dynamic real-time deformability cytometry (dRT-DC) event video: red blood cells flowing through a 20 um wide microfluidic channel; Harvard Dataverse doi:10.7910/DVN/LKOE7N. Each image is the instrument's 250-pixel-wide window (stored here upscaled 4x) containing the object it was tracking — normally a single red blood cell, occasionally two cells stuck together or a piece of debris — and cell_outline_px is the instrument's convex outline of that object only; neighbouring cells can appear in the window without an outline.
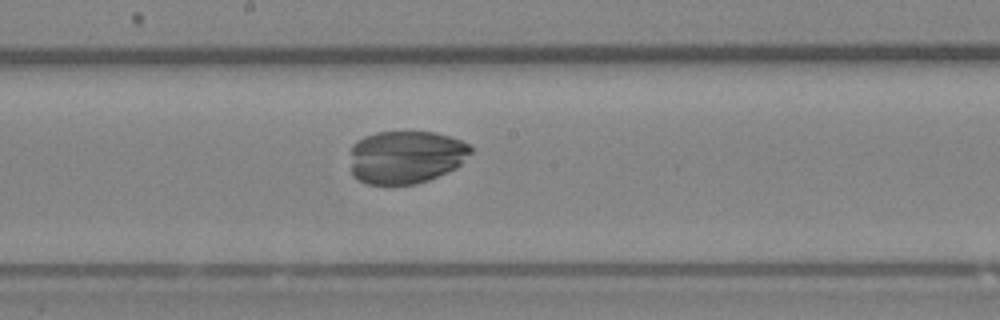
{"species": "Egyptian fruit bat (a non-hibernating species)", "species_latin": "Rousettus aegyptiacus", "temperature_condition": "room temperature", "stored_images_in_passage": 51, "camera_frame_rate_fps": 3000, "um_per_image_px": 0.085, "animal": {"sex": "female"}, "frame": {"image": 1, "passage_image": 28, "time_ms": 9.0, "image_size_px": [1000, 320], "cell_outline_px": [[472, 152], [456, 168], [428, 180], [416, 184], [368, 184], [352, 176], [352, 144], [356, 140], [364, 136], [376, 132], [436, 132], [460, 140], [468, 144], [472, 148]], "centroid_in_image_um": [34.5, 13.34], "position_along_channel_um": 213.7, "area_um2": 37.17}}